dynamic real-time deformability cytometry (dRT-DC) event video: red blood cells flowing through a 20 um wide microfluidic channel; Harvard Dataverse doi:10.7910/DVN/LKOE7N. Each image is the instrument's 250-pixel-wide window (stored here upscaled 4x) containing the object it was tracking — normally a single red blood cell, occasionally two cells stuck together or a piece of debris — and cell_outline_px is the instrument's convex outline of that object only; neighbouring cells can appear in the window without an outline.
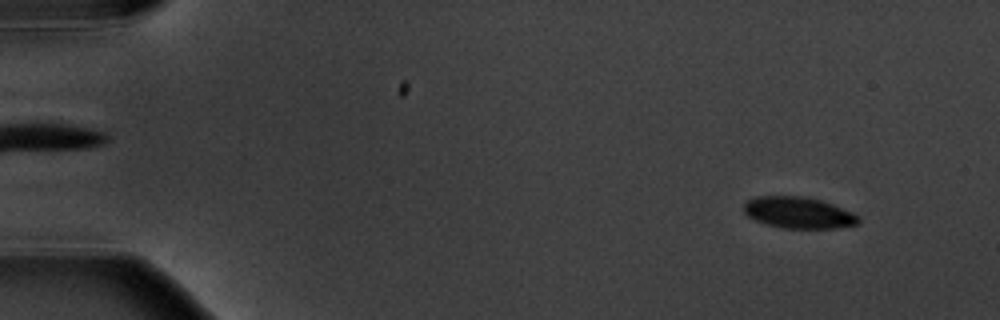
{"species": "common noctule bat (a hibernating species)", "species_latin": "Nyctalus noctula", "temperature_condition": "warm", "stored_images_in_passage": 6, "camera_frame_rate_fps": 3000, "um_per_image_px": 0.085, "animal": {"sex": "male", "body_mass_g": 20.1, "forearm_length_mm": 53.5}, "frame": {"image": 1, "passage_image": 1, "time_ms": 0.0, "image_size_px": [1000, 320], "cell_outline_px": [[860, 224], [836, 228], [784, 228], [768, 224], [756, 220], [748, 216], [744, 212], [744, 204], [748, 200], [756, 196], [804, 196], [820, 200], [832, 204], [852, 212], [860, 216]], "centroid_in_image_um": [67.9, 18.07], "position_along_channel_um": 17.1, "area_um2": 20.92}}
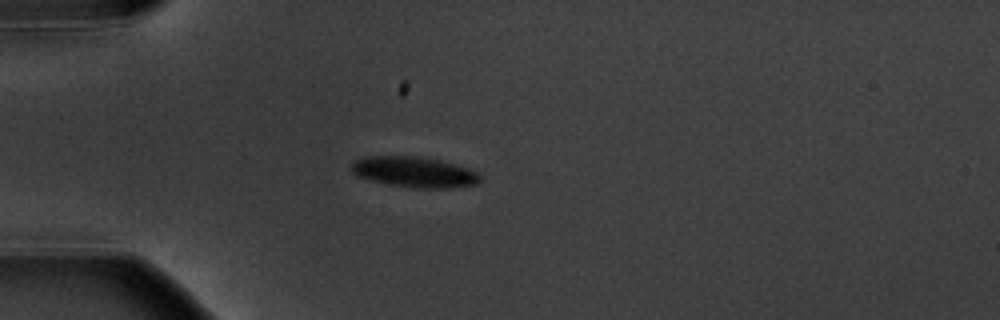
{"frame": {"image": 2, "passage_image": 4, "time_ms": 3.667, "image_size_px": [1000, 320], "cell_outline_px": [[480, 180], [476, 184], [452, 188], [416, 188], [388, 184], [356, 176], [348, 168], [356, 160], [364, 156], [416, 156], [436, 160], [468, 168], [476, 172], [480, 176]], "centroid_in_image_um": [35.16, 14.63], "position_along_channel_um": 49.8, "area_um2": 22.77}}